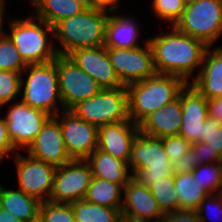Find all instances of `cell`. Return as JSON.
Returning <instances> with one entry per match:
<instances>
[{
	"mask_svg": "<svg viewBox=\"0 0 222 222\" xmlns=\"http://www.w3.org/2000/svg\"><path fill=\"white\" fill-rule=\"evenodd\" d=\"M170 31L148 38L152 48L154 66L158 74H171L182 78L187 84L201 70L203 57L208 46L169 26ZM193 77V78H192ZM189 79V80H188Z\"/></svg>",
	"mask_w": 222,
	"mask_h": 222,
	"instance_id": "6da1fadb",
	"label": "cell"
},
{
	"mask_svg": "<svg viewBox=\"0 0 222 222\" xmlns=\"http://www.w3.org/2000/svg\"><path fill=\"white\" fill-rule=\"evenodd\" d=\"M187 83L171 74H158L126 86L128 116L139 125L148 115L173 102Z\"/></svg>",
	"mask_w": 222,
	"mask_h": 222,
	"instance_id": "7a4b0ae2",
	"label": "cell"
},
{
	"mask_svg": "<svg viewBox=\"0 0 222 222\" xmlns=\"http://www.w3.org/2000/svg\"><path fill=\"white\" fill-rule=\"evenodd\" d=\"M111 11L85 9L83 12L63 19L54 26V38L58 55L67 56L77 48H92L105 44L106 23Z\"/></svg>",
	"mask_w": 222,
	"mask_h": 222,
	"instance_id": "3957f363",
	"label": "cell"
},
{
	"mask_svg": "<svg viewBox=\"0 0 222 222\" xmlns=\"http://www.w3.org/2000/svg\"><path fill=\"white\" fill-rule=\"evenodd\" d=\"M8 23L10 33L7 35L27 65L45 64L56 59V46L48 39L50 33L54 39V27L33 14L26 19H11Z\"/></svg>",
	"mask_w": 222,
	"mask_h": 222,
	"instance_id": "277c9868",
	"label": "cell"
},
{
	"mask_svg": "<svg viewBox=\"0 0 222 222\" xmlns=\"http://www.w3.org/2000/svg\"><path fill=\"white\" fill-rule=\"evenodd\" d=\"M128 165L131 178L148 188L163 177L175 175L161 138L147 136L141 132L132 143Z\"/></svg>",
	"mask_w": 222,
	"mask_h": 222,
	"instance_id": "5b68a950",
	"label": "cell"
},
{
	"mask_svg": "<svg viewBox=\"0 0 222 222\" xmlns=\"http://www.w3.org/2000/svg\"><path fill=\"white\" fill-rule=\"evenodd\" d=\"M26 72L28 75L24 77L25 81L23 77L21 79L23 94L21 101L33 108L41 109L51 116L59 113L58 106L61 107L60 110H64L59 92L56 59L45 64L28 65L21 75Z\"/></svg>",
	"mask_w": 222,
	"mask_h": 222,
	"instance_id": "8992f818",
	"label": "cell"
},
{
	"mask_svg": "<svg viewBox=\"0 0 222 222\" xmlns=\"http://www.w3.org/2000/svg\"><path fill=\"white\" fill-rule=\"evenodd\" d=\"M174 27L211 47L222 34L221 0H197L185 5Z\"/></svg>",
	"mask_w": 222,
	"mask_h": 222,
	"instance_id": "52a82bcc",
	"label": "cell"
},
{
	"mask_svg": "<svg viewBox=\"0 0 222 222\" xmlns=\"http://www.w3.org/2000/svg\"><path fill=\"white\" fill-rule=\"evenodd\" d=\"M71 111L81 120L97 127L129 120L127 89H102L79 102Z\"/></svg>",
	"mask_w": 222,
	"mask_h": 222,
	"instance_id": "ba28073f",
	"label": "cell"
},
{
	"mask_svg": "<svg viewBox=\"0 0 222 222\" xmlns=\"http://www.w3.org/2000/svg\"><path fill=\"white\" fill-rule=\"evenodd\" d=\"M56 71L64 110H71L79 102L102 90L98 83L68 56L56 57Z\"/></svg>",
	"mask_w": 222,
	"mask_h": 222,
	"instance_id": "9c48e42d",
	"label": "cell"
},
{
	"mask_svg": "<svg viewBox=\"0 0 222 222\" xmlns=\"http://www.w3.org/2000/svg\"><path fill=\"white\" fill-rule=\"evenodd\" d=\"M137 48L107 47V52L118 78L124 86L155 75L153 52L148 40Z\"/></svg>",
	"mask_w": 222,
	"mask_h": 222,
	"instance_id": "30bf717a",
	"label": "cell"
},
{
	"mask_svg": "<svg viewBox=\"0 0 222 222\" xmlns=\"http://www.w3.org/2000/svg\"><path fill=\"white\" fill-rule=\"evenodd\" d=\"M93 178L86 160L72 159L55 170L50 201L72 203L84 199Z\"/></svg>",
	"mask_w": 222,
	"mask_h": 222,
	"instance_id": "8fae6325",
	"label": "cell"
},
{
	"mask_svg": "<svg viewBox=\"0 0 222 222\" xmlns=\"http://www.w3.org/2000/svg\"><path fill=\"white\" fill-rule=\"evenodd\" d=\"M17 168L18 189L40 202L48 201L53 190L56 166L45 163L18 151L14 155Z\"/></svg>",
	"mask_w": 222,
	"mask_h": 222,
	"instance_id": "7c38bea8",
	"label": "cell"
},
{
	"mask_svg": "<svg viewBox=\"0 0 222 222\" xmlns=\"http://www.w3.org/2000/svg\"><path fill=\"white\" fill-rule=\"evenodd\" d=\"M50 116L45 111L33 108L22 101L9 105L5 120L14 146L24 151L36 138Z\"/></svg>",
	"mask_w": 222,
	"mask_h": 222,
	"instance_id": "4fadbf2b",
	"label": "cell"
},
{
	"mask_svg": "<svg viewBox=\"0 0 222 222\" xmlns=\"http://www.w3.org/2000/svg\"><path fill=\"white\" fill-rule=\"evenodd\" d=\"M55 116L61 118L62 137L71 159L85 160L97 149V126L81 120L71 110H62Z\"/></svg>",
	"mask_w": 222,
	"mask_h": 222,
	"instance_id": "5bb4252c",
	"label": "cell"
},
{
	"mask_svg": "<svg viewBox=\"0 0 222 222\" xmlns=\"http://www.w3.org/2000/svg\"><path fill=\"white\" fill-rule=\"evenodd\" d=\"M78 67L91 76L102 89L126 87L111 64L107 47L77 48L67 55Z\"/></svg>",
	"mask_w": 222,
	"mask_h": 222,
	"instance_id": "9a60e30c",
	"label": "cell"
},
{
	"mask_svg": "<svg viewBox=\"0 0 222 222\" xmlns=\"http://www.w3.org/2000/svg\"><path fill=\"white\" fill-rule=\"evenodd\" d=\"M35 159L56 167L72 160L65 148L59 119L50 116L36 138L25 149Z\"/></svg>",
	"mask_w": 222,
	"mask_h": 222,
	"instance_id": "2e32d148",
	"label": "cell"
},
{
	"mask_svg": "<svg viewBox=\"0 0 222 222\" xmlns=\"http://www.w3.org/2000/svg\"><path fill=\"white\" fill-rule=\"evenodd\" d=\"M123 192V222H161L164 213L148 187L131 178L124 186Z\"/></svg>",
	"mask_w": 222,
	"mask_h": 222,
	"instance_id": "e0dca14e",
	"label": "cell"
},
{
	"mask_svg": "<svg viewBox=\"0 0 222 222\" xmlns=\"http://www.w3.org/2000/svg\"><path fill=\"white\" fill-rule=\"evenodd\" d=\"M182 123L179 136L191 143L202 141L203 123L208 118L207 99L189 83L181 90Z\"/></svg>",
	"mask_w": 222,
	"mask_h": 222,
	"instance_id": "ac0fdd59",
	"label": "cell"
},
{
	"mask_svg": "<svg viewBox=\"0 0 222 222\" xmlns=\"http://www.w3.org/2000/svg\"><path fill=\"white\" fill-rule=\"evenodd\" d=\"M139 132V125L130 119L100 126L97 148L128 164L132 143Z\"/></svg>",
	"mask_w": 222,
	"mask_h": 222,
	"instance_id": "d6986e66",
	"label": "cell"
},
{
	"mask_svg": "<svg viewBox=\"0 0 222 222\" xmlns=\"http://www.w3.org/2000/svg\"><path fill=\"white\" fill-rule=\"evenodd\" d=\"M189 84L207 100L222 97V46L206 49L201 70Z\"/></svg>",
	"mask_w": 222,
	"mask_h": 222,
	"instance_id": "ffe728a7",
	"label": "cell"
},
{
	"mask_svg": "<svg viewBox=\"0 0 222 222\" xmlns=\"http://www.w3.org/2000/svg\"><path fill=\"white\" fill-rule=\"evenodd\" d=\"M182 123L181 91L177 99L148 115L139 131L151 137L162 138L178 135Z\"/></svg>",
	"mask_w": 222,
	"mask_h": 222,
	"instance_id": "44dd1931",
	"label": "cell"
},
{
	"mask_svg": "<svg viewBox=\"0 0 222 222\" xmlns=\"http://www.w3.org/2000/svg\"><path fill=\"white\" fill-rule=\"evenodd\" d=\"M117 11H111L106 23L105 47L137 48L140 39V26L137 20L130 16L116 15ZM136 20V21H135ZM136 23V24H135Z\"/></svg>",
	"mask_w": 222,
	"mask_h": 222,
	"instance_id": "7402d4cb",
	"label": "cell"
},
{
	"mask_svg": "<svg viewBox=\"0 0 222 222\" xmlns=\"http://www.w3.org/2000/svg\"><path fill=\"white\" fill-rule=\"evenodd\" d=\"M93 177L108 180L117 184H126L131 179L130 168L127 163L116 159L112 155L98 148L86 159ZM129 170V171H128Z\"/></svg>",
	"mask_w": 222,
	"mask_h": 222,
	"instance_id": "603a6c76",
	"label": "cell"
},
{
	"mask_svg": "<svg viewBox=\"0 0 222 222\" xmlns=\"http://www.w3.org/2000/svg\"><path fill=\"white\" fill-rule=\"evenodd\" d=\"M41 202L27 195L20 189H5L0 184V207L14 214L24 222H36L39 220V208Z\"/></svg>",
	"mask_w": 222,
	"mask_h": 222,
	"instance_id": "cb8c5ba5",
	"label": "cell"
},
{
	"mask_svg": "<svg viewBox=\"0 0 222 222\" xmlns=\"http://www.w3.org/2000/svg\"><path fill=\"white\" fill-rule=\"evenodd\" d=\"M125 185L93 177L84 199L93 204L118 209L121 212L124 193L122 191H124Z\"/></svg>",
	"mask_w": 222,
	"mask_h": 222,
	"instance_id": "d4e9b609",
	"label": "cell"
},
{
	"mask_svg": "<svg viewBox=\"0 0 222 222\" xmlns=\"http://www.w3.org/2000/svg\"><path fill=\"white\" fill-rule=\"evenodd\" d=\"M33 15L54 27L63 19L75 16L85 8L75 0H39Z\"/></svg>",
	"mask_w": 222,
	"mask_h": 222,
	"instance_id": "484cf974",
	"label": "cell"
},
{
	"mask_svg": "<svg viewBox=\"0 0 222 222\" xmlns=\"http://www.w3.org/2000/svg\"><path fill=\"white\" fill-rule=\"evenodd\" d=\"M174 188L179 196L180 209L196 210L210 194L193 178L192 172L174 175Z\"/></svg>",
	"mask_w": 222,
	"mask_h": 222,
	"instance_id": "4316f807",
	"label": "cell"
},
{
	"mask_svg": "<svg viewBox=\"0 0 222 222\" xmlns=\"http://www.w3.org/2000/svg\"><path fill=\"white\" fill-rule=\"evenodd\" d=\"M76 222H123L118 209L93 204L85 199L70 203Z\"/></svg>",
	"mask_w": 222,
	"mask_h": 222,
	"instance_id": "83f0119b",
	"label": "cell"
},
{
	"mask_svg": "<svg viewBox=\"0 0 222 222\" xmlns=\"http://www.w3.org/2000/svg\"><path fill=\"white\" fill-rule=\"evenodd\" d=\"M149 189L164 214L180 209L179 196L174 188V175L153 182Z\"/></svg>",
	"mask_w": 222,
	"mask_h": 222,
	"instance_id": "f1b7e54d",
	"label": "cell"
},
{
	"mask_svg": "<svg viewBox=\"0 0 222 222\" xmlns=\"http://www.w3.org/2000/svg\"><path fill=\"white\" fill-rule=\"evenodd\" d=\"M192 174L209 194L221 193L222 162L200 164L192 171Z\"/></svg>",
	"mask_w": 222,
	"mask_h": 222,
	"instance_id": "f546056e",
	"label": "cell"
},
{
	"mask_svg": "<svg viewBox=\"0 0 222 222\" xmlns=\"http://www.w3.org/2000/svg\"><path fill=\"white\" fill-rule=\"evenodd\" d=\"M6 33L5 31L0 32V70L14 71L22 74L28 65Z\"/></svg>",
	"mask_w": 222,
	"mask_h": 222,
	"instance_id": "4dcf8cb0",
	"label": "cell"
},
{
	"mask_svg": "<svg viewBox=\"0 0 222 222\" xmlns=\"http://www.w3.org/2000/svg\"><path fill=\"white\" fill-rule=\"evenodd\" d=\"M40 222H76L70 203H57L50 200L41 202Z\"/></svg>",
	"mask_w": 222,
	"mask_h": 222,
	"instance_id": "1f68e13d",
	"label": "cell"
},
{
	"mask_svg": "<svg viewBox=\"0 0 222 222\" xmlns=\"http://www.w3.org/2000/svg\"><path fill=\"white\" fill-rule=\"evenodd\" d=\"M21 79L18 72L0 70V109L20 95Z\"/></svg>",
	"mask_w": 222,
	"mask_h": 222,
	"instance_id": "d6a6232c",
	"label": "cell"
},
{
	"mask_svg": "<svg viewBox=\"0 0 222 222\" xmlns=\"http://www.w3.org/2000/svg\"><path fill=\"white\" fill-rule=\"evenodd\" d=\"M151 7L156 18L174 26L185 9V3L183 0H152Z\"/></svg>",
	"mask_w": 222,
	"mask_h": 222,
	"instance_id": "836d02e7",
	"label": "cell"
},
{
	"mask_svg": "<svg viewBox=\"0 0 222 222\" xmlns=\"http://www.w3.org/2000/svg\"><path fill=\"white\" fill-rule=\"evenodd\" d=\"M161 140L171 164L177 162L182 155L190 150L192 145L190 141L179 135L162 137Z\"/></svg>",
	"mask_w": 222,
	"mask_h": 222,
	"instance_id": "e575fe53",
	"label": "cell"
},
{
	"mask_svg": "<svg viewBox=\"0 0 222 222\" xmlns=\"http://www.w3.org/2000/svg\"><path fill=\"white\" fill-rule=\"evenodd\" d=\"M202 141L222 156V124L208 117L203 123Z\"/></svg>",
	"mask_w": 222,
	"mask_h": 222,
	"instance_id": "d590c367",
	"label": "cell"
},
{
	"mask_svg": "<svg viewBox=\"0 0 222 222\" xmlns=\"http://www.w3.org/2000/svg\"><path fill=\"white\" fill-rule=\"evenodd\" d=\"M210 210L213 211V215L215 214L217 216L219 214V216L222 217V193L210 194L209 196L205 197L201 201L200 205L196 209V212H197L198 217L200 218L201 222H205L206 217L208 219H210V217L212 215ZM203 212H205V214ZM219 216H218V218H219ZM218 218H216V219H218ZM211 219H212V217H211ZM213 219H215V218L213 217ZM216 219H215V221H216ZM219 219L222 220V218H219Z\"/></svg>",
	"mask_w": 222,
	"mask_h": 222,
	"instance_id": "8d00e7d4",
	"label": "cell"
},
{
	"mask_svg": "<svg viewBox=\"0 0 222 222\" xmlns=\"http://www.w3.org/2000/svg\"><path fill=\"white\" fill-rule=\"evenodd\" d=\"M192 145L195 147V160L198 164L222 162V156L216 150H211L209 145L205 142H194Z\"/></svg>",
	"mask_w": 222,
	"mask_h": 222,
	"instance_id": "74e56055",
	"label": "cell"
},
{
	"mask_svg": "<svg viewBox=\"0 0 222 222\" xmlns=\"http://www.w3.org/2000/svg\"><path fill=\"white\" fill-rule=\"evenodd\" d=\"M172 165L175 174L192 172L199 165L195 160V147L191 145L190 150L182 155L177 162Z\"/></svg>",
	"mask_w": 222,
	"mask_h": 222,
	"instance_id": "f35d334b",
	"label": "cell"
},
{
	"mask_svg": "<svg viewBox=\"0 0 222 222\" xmlns=\"http://www.w3.org/2000/svg\"><path fill=\"white\" fill-rule=\"evenodd\" d=\"M161 222H201L196 210L179 209L165 213Z\"/></svg>",
	"mask_w": 222,
	"mask_h": 222,
	"instance_id": "ab89813d",
	"label": "cell"
},
{
	"mask_svg": "<svg viewBox=\"0 0 222 222\" xmlns=\"http://www.w3.org/2000/svg\"><path fill=\"white\" fill-rule=\"evenodd\" d=\"M18 151L9 137L5 117L0 118V162L9 152L16 154Z\"/></svg>",
	"mask_w": 222,
	"mask_h": 222,
	"instance_id": "60d3db41",
	"label": "cell"
},
{
	"mask_svg": "<svg viewBox=\"0 0 222 222\" xmlns=\"http://www.w3.org/2000/svg\"><path fill=\"white\" fill-rule=\"evenodd\" d=\"M208 117L222 124V97L207 100Z\"/></svg>",
	"mask_w": 222,
	"mask_h": 222,
	"instance_id": "b9f144b4",
	"label": "cell"
},
{
	"mask_svg": "<svg viewBox=\"0 0 222 222\" xmlns=\"http://www.w3.org/2000/svg\"><path fill=\"white\" fill-rule=\"evenodd\" d=\"M119 2L120 0H97L98 5L101 8L107 9L109 11H117L119 10Z\"/></svg>",
	"mask_w": 222,
	"mask_h": 222,
	"instance_id": "7bdbcfd3",
	"label": "cell"
},
{
	"mask_svg": "<svg viewBox=\"0 0 222 222\" xmlns=\"http://www.w3.org/2000/svg\"><path fill=\"white\" fill-rule=\"evenodd\" d=\"M0 222H24L8 210L0 207Z\"/></svg>",
	"mask_w": 222,
	"mask_h": 222,
	"instance_id": "ee69618b",
	"label": "cell"
},
{
	"mask_svg": "<svg viewBox=\"0 0 222 222\" xmlns=\"http://www.w3.org/2000/svg\"><path fill=\"white\" fill-rule=\"evenodd\" d=\"M80 3L85 9H99L101 8L97 0H75Z\"/></svg>",
	"mask_w": 222,
	"mask_h": 222,
	"instance_id": "f6af8a7d",
	"label": "cell"
},
{
	"mask_svg": "<svg viewBox=\"0 0 222 222\" xmlns=\"http://www.w3.org/2000/svg\"><path fill=\"white\" fill-rule=\"evenodd\" d=\"M5 7H6L5 2L3 0H0V32H3V29H4L3 23L5 20L3 19H5V16H4Z\"/></svg>",
	"mask_w": 222,
	"mask_h": 222,
	"instance_id": "bcb514c9",
	"label": "cell"
},
{
	"mask_svg": "<svg viewBox=\"0 0 222 222\" xmlns=\"http://www.w3.org/2000/svg\"><path fill=\"white\" fill-rule=\"evenodd\" d=\"M195 1H197V0H183V2L185 3V5H188V4L193 3V2H195Z\"/></svg>",
	"mask_w": 222,
	"mask_h": 222,
	"instance_id": "7dc6e473",
	"label": "cell"
},
{
	"mask_svg": "<svg viewBox=\"0 0 222 222\" xmlns=\"http://www.w3.org/2000/svg\"><path fill=\"white\" fill-rule=\"evenodd\" d=\"M39 0H30V3L33 5V7L38 3Z\"/></svg>",
	"mask_w": 222,
	"mask_h": 222,
	"instance_id": "c3c4849f",
	"label": "cell"
}]
</instances>
